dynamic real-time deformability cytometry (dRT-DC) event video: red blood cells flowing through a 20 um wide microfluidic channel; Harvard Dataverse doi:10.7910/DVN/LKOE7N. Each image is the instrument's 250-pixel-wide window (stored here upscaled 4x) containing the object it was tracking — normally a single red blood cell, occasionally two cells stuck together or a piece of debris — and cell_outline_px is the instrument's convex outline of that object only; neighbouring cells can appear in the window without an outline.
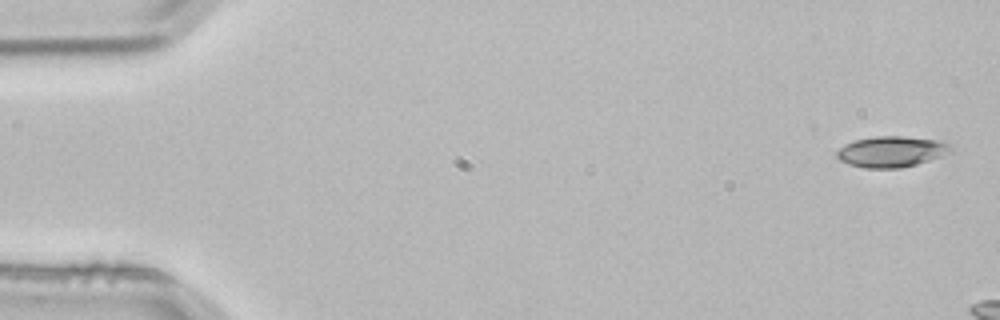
{"species": "common noctule bat (a hibernating species)", "species_latin": "Nyctalus noctula", "temperature_condition": "room temperature", "stored_images_in_passage": 3, "camera_frame_rate_fps": 3000, "um_per_image_px": 0.085, "animal": {"sex": "male", "body_mass_g": 21.5, "forearm_length_mm": 52.0}, "frame": {"image": 1, "passage_image": 1, "time_ms": 0.0, "image_size_px": [1000, 320], "cell_outline_px": [[952, 152], [916, 164], [900, 168], [864, 168], [848, 164], [840, 160], [836, 156], [836, 152], [844, 144], [856, 140], [876, 136], [900, 136], [944, 140], [952, 144]], "centroid_in_image_um": [75.8, 12.88], "position_along_channel_um": 9.2, "area_um2": 20.63}}